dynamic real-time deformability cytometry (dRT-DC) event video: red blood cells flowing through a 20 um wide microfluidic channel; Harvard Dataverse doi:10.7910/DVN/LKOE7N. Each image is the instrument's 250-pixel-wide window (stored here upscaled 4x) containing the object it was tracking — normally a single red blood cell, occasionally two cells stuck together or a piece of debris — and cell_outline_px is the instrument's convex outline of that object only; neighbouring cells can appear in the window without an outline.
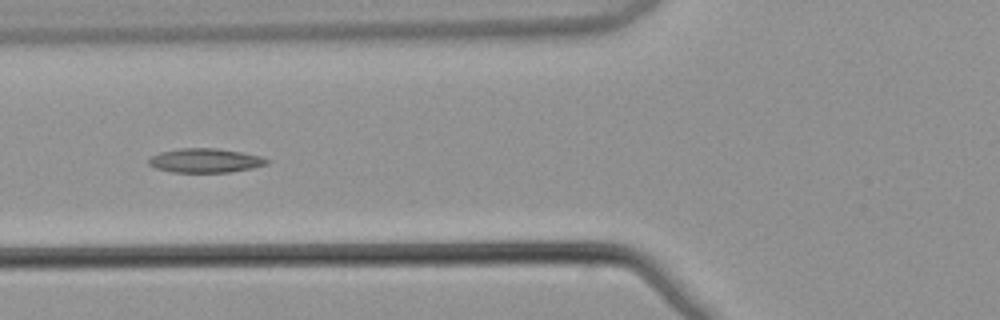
{"species": "common noctule bat (a hibernating species)", "species_latin": "Nyctalus noctula", "temperature_condition": "warm", "stored_images_in_passage": 5, "camera_frame_rate_fps": 3000, "um_per_image_px": 0.085, "animal": {"sex": "male", "body_mass_g": 21.5, "forearm_length_mm": 52.0}, "frame": {"image": 1, "passage_image": 5, "time_ms": 1.333, "image_size_px": [1000, 320], "cell_outline_px": [[272, 160], [268, 164], [252, 168], [228, 172], [172, 172], [156, 168], [148, 164], [148, 160], [152, 156], [160, 152], [180, 148], [216, 148], [240, 152], [260, 156]], "centroid_in_image_um": [17.46, 13.64], "position_along_channel_um": 108.3, "area_um2": 16.59}}